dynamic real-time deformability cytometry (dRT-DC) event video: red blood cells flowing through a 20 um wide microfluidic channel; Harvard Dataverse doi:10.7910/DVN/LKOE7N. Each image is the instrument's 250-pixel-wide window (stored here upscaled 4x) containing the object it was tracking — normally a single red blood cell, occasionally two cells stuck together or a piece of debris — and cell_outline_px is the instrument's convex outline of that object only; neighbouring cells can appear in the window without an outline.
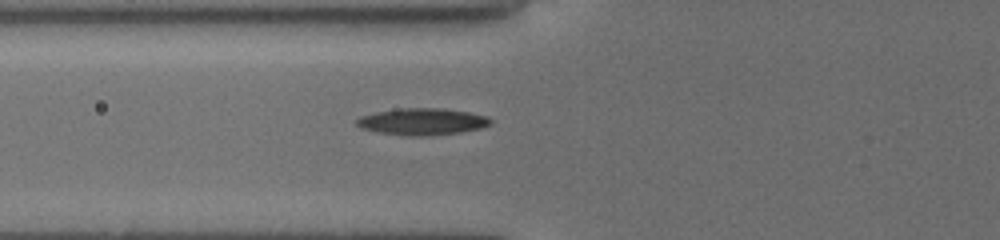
{"species": "common noctule bat (a hibernating species)", "species_latin": "Nyctalus noctula", "temperature_condition": "cold", "stored_images_in_passage": 35, "camera_frame_rate_fps": 3000, "um_per_image_px": 0.085, "animal": {"sex": "female", "body_mass_g": 19.5, "forearm_length_mm": 54.1}, "frame": {"image": 1, "passage_image": 2, "time_ms": 0.333, "image_size_px": [1000, 240], "cell_outline_px": [[492, 124], [480, 128], [460, 132], [424, 136], [416, 136], [380, 132], [360, 128], [356, 124], [356, 120], [360, 116], [376, 112], [400, 108], [440, 108], [468, 112], [484, 116], [492, 120]], "centroid_in_image_um": [35.88, 10.33], "position_along_channel_um": 89.9, "area_um2": 20.58}}
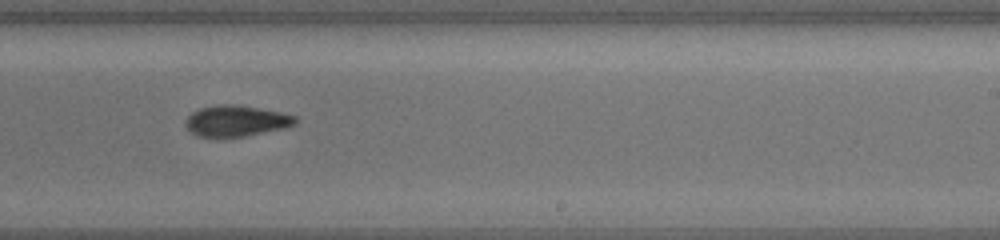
{"frame": {"image": 2, "passage_image": 16, "time_ms": 5.0, "image_size_px": [1000, 240], "cell_outline_px": [[296, 124], [284, 128], [244, 136], [200, 136], [192, 132], [184, 124], [188, 116], [192, 112], [200, 108], [216, 104], [232, 104], [280, 112], [296, 116]], "centroid_in_image_um": [20.07, 10.26], "position_along_channel_um": 268.9, "area_um2": 19.42}}
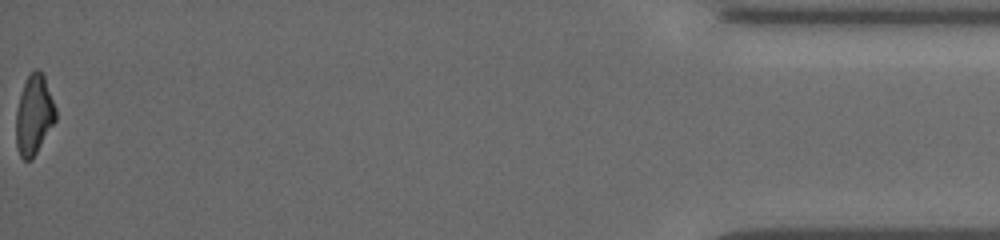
{"frame": {"image": 3, "passage_image": 35, "time_ms": 11.333, "image_size_px": [1000, 240], "cell_outline_px": [[56, 120], [32, 160], [24, 160], [20, 156], [16, 148], [16, 108], [24, 84], [28, 76], [36, 68], [44, 72], [56, 108]], "centroid_in_image_um": [2.9, 9.76], "position_along_channel_um": 432.3, "area_um2": 18.61}, "authors_computed_cell_mechanics": {"area_um2": 19.5942, "velocity_mm_per_s": 3.832, "shape_relaxation_time_tau1_ms": 7.2029, "shape_relaxation_time_tau2_ms": 7.3988, "deformation_change_tau1": 0.1998, "deformation_change_tau2": 0.1543}}